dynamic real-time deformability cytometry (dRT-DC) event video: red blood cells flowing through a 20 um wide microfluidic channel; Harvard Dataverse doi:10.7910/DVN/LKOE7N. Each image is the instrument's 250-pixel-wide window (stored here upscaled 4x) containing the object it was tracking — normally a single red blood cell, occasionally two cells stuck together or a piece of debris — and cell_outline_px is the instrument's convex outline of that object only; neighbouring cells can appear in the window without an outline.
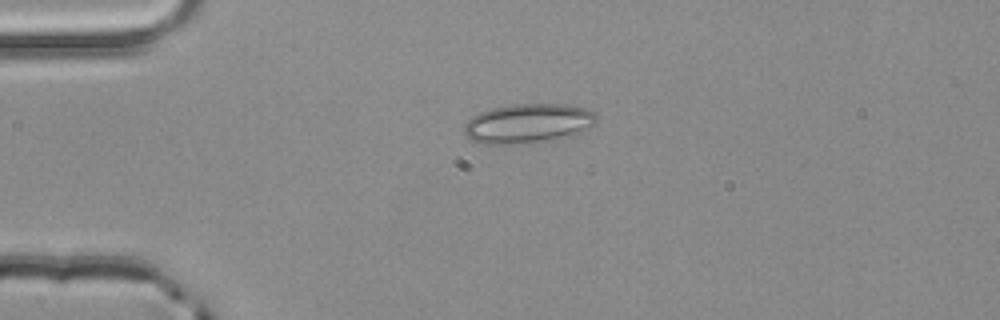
{"species": "common noctule bat (a hibernating species)", "species_latin": "Nyctalus noctula", "temperature_condition": "room temperature", "stored_images_in_passage": 2, "camera_frame_rate_fps": 3000, "um_per_image_px": 0.085, "animal": {"sex": "male", "body_mass_g": 20.4}, "frame": {"image": 1, "passage_image": 1, "time_ms": 0.0, "image_size_px": [1000, 320], "cell_outline_px": [[600, 116], [596, 124], [572, 136], [560, 140], [532, 144], [480, 144], [472, 140], [464, 132], [464, 124], [472, 116], [480, 112], [492, 108], [512, 104], [568, 104], [584, 108], [596, 112]], "centroid_in_image_um": [44.95, 10.51], "position_along_channel_um": 40.1, "area_um2": 31.33}}